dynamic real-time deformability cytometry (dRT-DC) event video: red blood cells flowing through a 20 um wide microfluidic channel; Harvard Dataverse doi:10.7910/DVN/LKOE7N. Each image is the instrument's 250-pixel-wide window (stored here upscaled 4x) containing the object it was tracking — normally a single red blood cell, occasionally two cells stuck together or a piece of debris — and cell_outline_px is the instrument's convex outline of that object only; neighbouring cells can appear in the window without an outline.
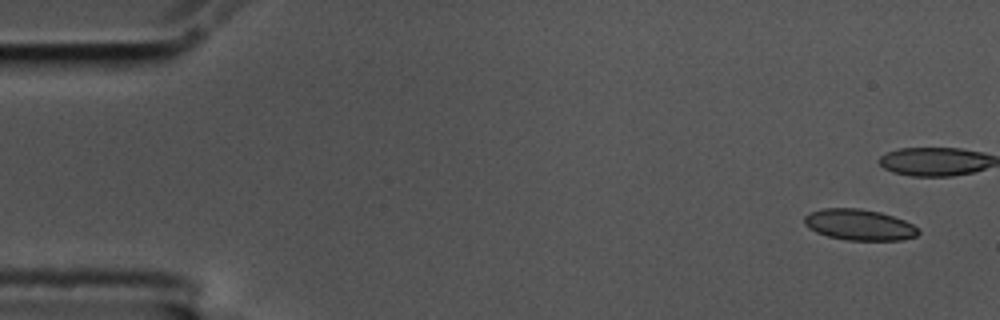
{"species": "common noctule bat (a hibernating species)", "species_latin": "Nyctalus noctula", "temperature_condition": "cold", "stored_images_in_passage": 18, "camera_frame_rate_fps": 3000, "um_per_image_px": 0.085, "animal": {"sex": "male", "body_mass_g": 17.5, "forearm_length_mm": 52.3}, "frame": {"image": 1, "passage_image": 1, "time_ms": 0.0, "image_size_px": [1000, 320], "cell_outline_px": [[920, 232], [916, 236], [904, 240], [848, 240], [828, 236], [816, 232], [808, 228], [804, 224], [804, 216], [808, 212], [824, 208], [860, 208], [880, 212], [904, 220], [920, 228]], "centroid_in_image_um": [73.03, 19.1], "position_along_channel_um": 12.0, "area_um2": 20.75}}
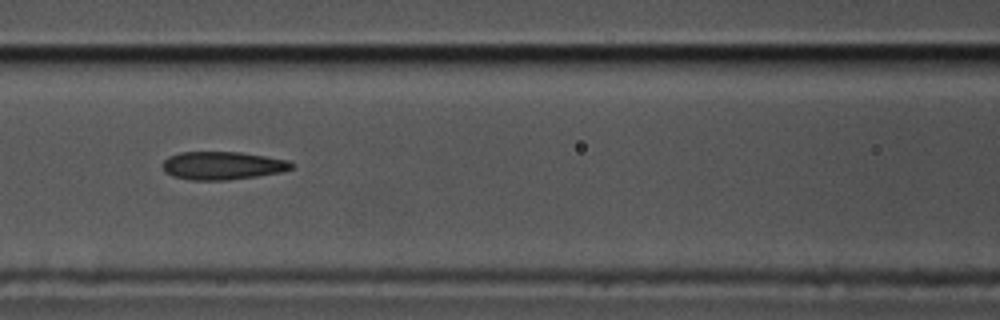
{"frame": {"image": 2, "passage_image": 8, "time_ms": 2.333, "image_size_px": [1000, 320], "cell_outline_px": [[296, 164], [292, 168], [284, 172], [228, 180], [192, 180], [172, 176], [164, 172], [164, 160], [168, 156], [180, 152], [240, 152], [288, 160]], "centroid_in_image_um": [18.93, 14.07], "position_along_channel_um": 147.7, "area_um2": 21.15}}
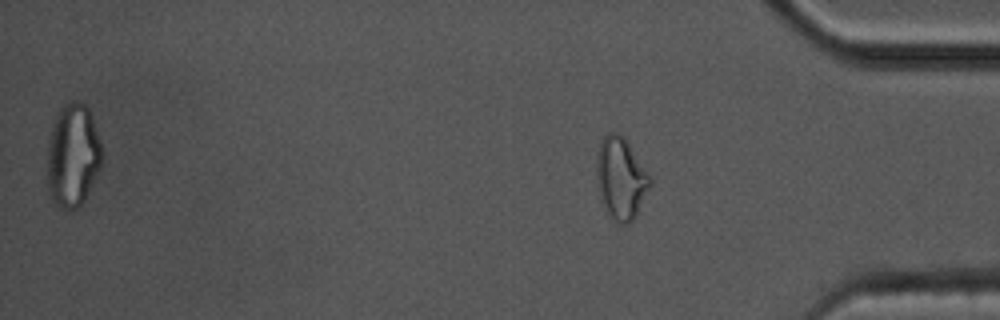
{"frame": {"image": 3, "passage_image": 18, "time_ms": 5.667, "image_size_px": [1000, 320], "cell_outline_px": [[652, 184], [636, 216], [628, 224], [620, 224], [612, 220], [608, 216], [604, 208], [596, 184], [596, 152], [604, 136], [608, 132], [616, 132], [624, 136], [652, 176]], "centroid_in_image_um": [52.78, 15.16], "position_along_channel_um": 382.4, "area_um2": 26.24}}